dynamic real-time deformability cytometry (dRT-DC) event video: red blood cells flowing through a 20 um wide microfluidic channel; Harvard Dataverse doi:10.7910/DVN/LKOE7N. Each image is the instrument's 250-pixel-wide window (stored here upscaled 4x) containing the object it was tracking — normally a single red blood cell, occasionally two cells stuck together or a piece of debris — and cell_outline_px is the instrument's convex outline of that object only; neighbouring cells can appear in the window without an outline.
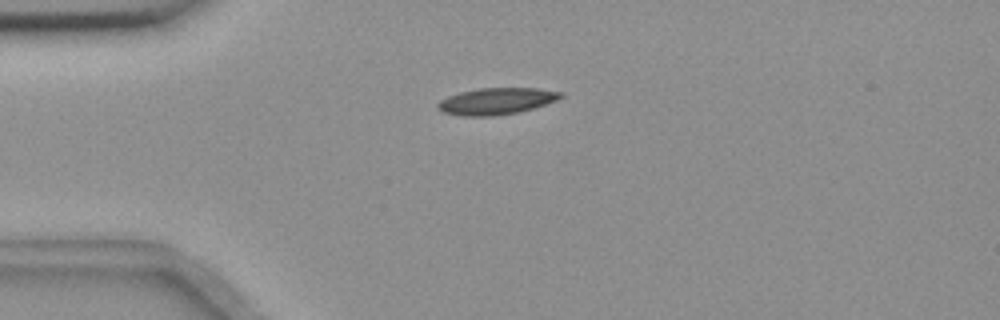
{"species": "common noctule bat (a hibernating species)", "species_latin": "Nyctalus noctula", "temperature_condition": "room temperature", "stored_images_in_passage": 43, "camera_frame_rate_fps": 3000, "um_per_image_px": 0.085, "animal": {"sex": "female", "body_mass_g": 18.4}, "frame": {"image": 1, "passage_image": 1, "time_ms": 0.0, "image_size_px": [1000, 320], "cell_outline_px": [[564, 96], [556, 100], [520, 112], [492, 116], [460, 116], [444, 112], [436, 108], [436, 104], [440, 100], [448, 96], [460, 92], [480, 88], [536, 88], [564, 92]], "centroid_in_image_um": [42.17, 8.6], "position_along_channel_um": 42.8, "area_um2": 19.07}}
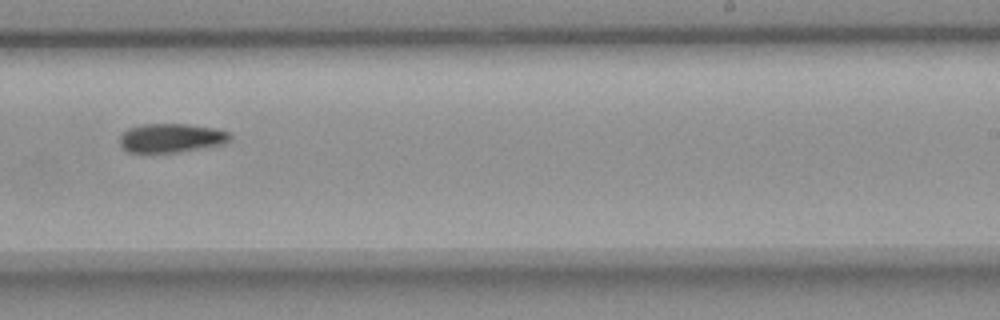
{"frame": {"image": 2, "passage_image": 22, "time_ms": 7.0, "image_size_px": [1000, 320], "cell_outline_px": [[232, 140], [224, 144], [180, 152], [144, 156], [128, 152], [120, 144], [120, 136], [128, 128], [144, 124], [188, 124], [216, 128], [228, 132], [232, 136]], "centroid_in_image_um": [14.53, 11.77], "position_along_channel_um": 274.5, "area_um2": 19.42}}
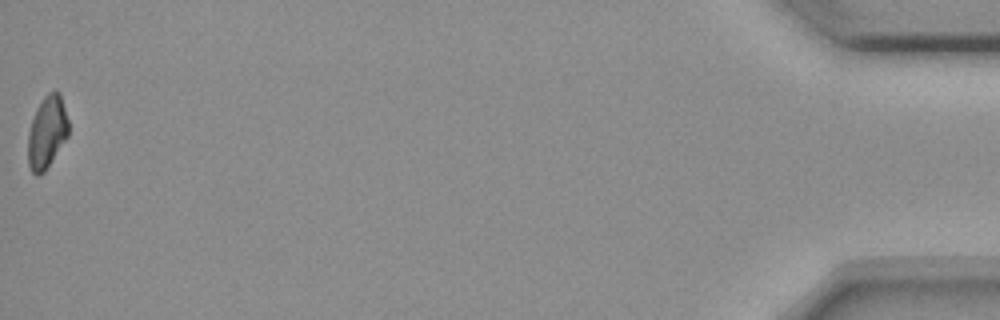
{"frame": {"image": 3, "passage_image": 43, "time_ms": 14.0, "image_size_px": [1000, 320], "cell_outline_px": [[68, 136], [44, 172], [36, 176], [32, 172], [28, 164], [28, 132], [36, 108], [44, 96], [48, 92], [56, 88], [60, 92], [68, 120]], "centroid_in_image_um": [3.99, 11.2], "position_along_channel_um": 431.2, "area_um2": 17.17}}